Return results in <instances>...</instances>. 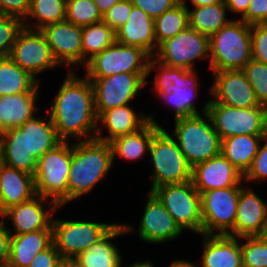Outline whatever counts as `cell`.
<instances>
[{
    "mask_svg": "<svg viewBox=\"0 0 267 267\" xmlns=\"http://www.w3.org/2000/svg\"><path fill=\"white\" fill-rule=\"evenodd\" d=\"M132 8L130 0H120L103 14L102 21L116 31L127 22Z\"/></svg>",
    "mask_w": 267,
    "mask_h": 267,
    "instance_id": "42",
    "label": "cell"
},
{
    "mask_svg": "<svg viewBox=\"0 0 267 267\" xmlns=\"http://www.w3.org/2000/svg\"><path fill=\"white\" fill-rule=\"evenodd\" d=\"M242 70L254 89L258 103L267 108V64L251 59Z\"/></svg>",
    "mask_w": 267,
    "mask_h": 267,
    "instance_id": "39",
    "label": "cell"
},
{
    "mask_svg": "<svg viewBox=\"0 0 267 267\" xmlns=\"http://www.w3.org/2000/svg\"><path fill=\"white\" fill-rule=\"evenodd\" d=\"M9 57L38 82V74L60 66L41 30L25 27L18 33Z\"/></svg>",
    "mask_w": 267,
    "mask_h": 267,
    "instance_id": "16",
    "label": "cell"
},
{
    "mask_svg": "<svg viewBox=\"0 0 267 267\" xmlns=\"http://www.w3.org/2000/svg\"><path fill=\"white\" fill-rule=\"evenodd\" d=\"M71 142L62 141L37 161L34 185L37 195L54 201L60 208L67 204V180L71 165Z\"/></svg>",
    "mask_w": 267,
    "mask_h": 267,
    "instance_id": "8",
    "label": "cell"
},
{
    "mask_svg": "<svg viewBox=\"0 0 267 267\" xmlns=\"http://www.w3.org/2000/svg\"><path fill=\"white\" fill-rule=\"evenodd\" d=\"M46 204H49L48 208ZM59 208L54 201L35 195L32 199L7 209L0 217L10 218L13 229H7L11 235L26 234L52 229L54 213Z\"/></svg>",
    "mask_w": 267,
    "mask_h": 267,
    "instance_id": "17",
    "label": "cell"
},
{
    "mask_svg": "<svg viewBox=\"0 0 267 267\" xmlns=\"http://www.w3.org/2000/svg\"><path fill=\"white\" fill-rule=\"evenodd\" d=\"M23 28L20 18L0 15V57L10 56L16 37Z\"/></svg>",
    "mask_w": 267,
    "mask_h": 267,
    "instance_id": "40",
    "label": "cell"
},
{
    "mask_svg": "<svg viewBox=\"0 0 267 267\" xmlns=\"http://www.w3.org/2000/svg\"><path fill=\"white\" fill-rule=\"evenodd\" d=\"M35 195L33 175L0 163V215Z\"/></svg>",
    "mask_w": 267,
    "mask_h": 267,
    "instance_id": "24",
    "label": "cell"
},
{
    "mask_svg": "<svg viewBox=\"0 0 267 267\" xmlns=\"http://www.w3.org/2000/svg\"><path fill=\"white\" fill-rule=\"evenodd\" d=\"M207 114L221 140L237 135H267V108H237L221 103H208Z\"/></svg>",
    "mask_w": 267,
    "mask_h": 267,
    "instance_id": "9",
    "label": "cell"
},
{
    "mask_svg": "<svg viewBox=\"0 0 267 267\" xmlns=\"http://www.w3.org/2000/svg\"><path fill=\"white\" fill-rule=\"evenodd\" d=\"M152 192L183 231L202 234L201 196L192 181L161 185Z\"/></svg>",
    "mask_w": 267,
    "mask_h": 267,
    "instance_id": "10",
    "label": "cell"
},
{
    "mask_svg": "<svg viewBox=\"0 0 267 267\" xmlns=\"http://www.w3.org/2000/svg\"><path fill=\"white\" fill-rule=\"evenodd\" d=\"M115 225L116 222L107 224L82 220L70 221L53 217V243L61 257L76 258L103 238Z\"/></svg>",
    "mask_w": 267,
    "mask_h": 267,
    "instance_id": "13",
    "label": "cell"
},
{
    "mask_svg": "<svg viewBox=\"0 0 267 267\" xmlns=\"http://www.w3.org/2000/svg\"><path fill=\"white\" fill-rule=\"evenodd\" d=\"M61 255L56 250L54 243L40 251L28 267H56Z\"/></svg>",
    "mask_w": 267,
    "mask_h": 267,
    "instance_id": "47",
    "label": "cell"
},
{
    "mask_svg": "<svg viewBox=\"0 0 267 267\" xmlns=\"http://www.w3.org/2000/svg\"><path fill=\"white\" fill-rule=\"evenodd\" d=\"M38 82L9 56L0 57V97L24 92H39Z\"/></svg>",
    "mask_w": 267,
    "mask_h": 267,
    "instance_id": "32",
    "label": "cell"
},
{
    "mask_svg": "<svg viewBox=\"0 0 267 267\" xmlns=\"http://www.w3.org/2000/svg\"><path fill=\"white\" fill-rule=\"evenodd\" d=\"M48 113L62 141L95 139L98 117L92 82L68 71ZM84 138V139H83Z\"/></svg>",
    "mask_w": 267,
    "mask_h": 267,
    "instance_id": "1",
    "label": "cell"
},
{
    "mask_svg": "<svg viewBox=\"0 0 267 267\" xmlns=\"http://www.w3.org/2000/svg\"><path fill=\"white\" fill-rule=\"evenodd\" d=\"M225 1L188 10L189 27L210 37L233 19H227Z\"/></svg>",
    "mask_w": 267,
    "mask_h": 267,
    "instance_id": "33",
    "label": "cell"
},
{
    "mask_svg": "<svg viewBox=\"0 0 267 267\" xmlns=\"http://www.w3.org/2000/svg\"><path fill=\"white\" fill-rule=\"evenodd\" d=\"M30 6L31 0H0V15L13 16L24 21Z\"/></svg>",
    "mask_w": 267,
    "mask_h": 267,
    "instance_id": "46",
    "label": "cell"
},
{
    "mask_svg": "<svg viewBox=\"0 0 267 267\" xmlns=\"http://www.w3.org/2000/svg\"><path fill=\"white\" fill-rule=\"evenodd\" d=\"M267 135H237L222 140L221 154L243 175L251 167L261 142Z\"/></svg>",
    "mask_w": 267,
    "mask_h": 267,
    "instance_id": "31",
    "label": "cell"
},
{
    "mask_svg": "<svg viewBox=\"0 0 267 267\" xmlns=\"http://www.w3.org/2000/svg\"><path fill=\"white\" fill-rule=\"evenodd\" d=\"M208 101L202 114L175 119L172 137H175L185 159L193 168L199 163L221 153L222 140L214 130L212 120L207 114Z\"/></svg>",
    "mask_w": 267,
    "mask_h": 267,
    "instance_id": "5",
    "label": "cell"
},
{
    "mask_svg": "<svg viewBox=\"0 0 267 267\" xmlns=\"http://www.w3.org/2000/svg\"><path fill=\"white\" fill-rule=\"evenodd\" d=\"M191 181L201 194L217 188L242 186L244 175L220 153L194 166Z\"/></svg>",
    "mask_w": 267,
    "mask_h": 267,
    "instance_id": "21",
    "label": "cell"
},
{
    "mask_svg": "<svg viewBox=\"0 0 267 267\" xmlns=\"http://www.w3.org/2000/svg\"><path fill=\"white\" fill-rule=\"evenodd\" d=\"M99 11L102 13H106L114 4L119 2L120 0H93Z\"/></svg>",
    "mask_w": 267,
    "mask_h": 267,
    "instance_id": "50",
    "label": "cell"
},
{
    "mask_svg": "<svg viewBox=\"0 0 267 267\" xmlns=\"http://www.w3.org/2000/svg\"><path fill=\"white\" fill-rule=\"evenodd\" d=\"M267 201H263L254 189L242 187L240 190L232 237L260 236L267 222Z\"/></svg>",
    "mask_w": 267,
    "mask_h": 267,
    "instance_id": "22",
    "label": "cell"
},
{
    "mask_svg": "<svg viewBox=\"0 0 267 267\" xmlns=\"http://www.w3.org/2000/svg\"><path fill=\"white\" fill-rule=\"evenodd\" d=\"M0 163H1V141H0Z\"/></svg>",
    "mask_w": 267,
    "mask_h": 267,
    "instance_id": "56",
    "label": "cell"
},
{
    "mask_svg": "<svg viewBox=\"0 0 267 267\" xmlns=\"http://www.w3.org/2000/svg\"><path fill=\"white\" fill-rule=\"evenodd\" d=\"M121 266H122V263H121L120 267ZM128 267H154V266L149 261H143V262L137 261V262H134V264H132V265H130Z\"/></svg>",
    "mask_w": 267,
    "mask_h": 267,
    "instance_id": "54",
    "label": "cell"
},
{
    "mask_svg": "<svg viewBox=\"0 0 267 267\" xmlns=\"http://www.w3.org/2000/svg\"><path fill=\"white\" fill-rule=\"evenodd\" d=\"M130 224L116 223V225L99 241L79 254L76 259L81 267H120L123 258L119 249L111 240L130 232L135 228Z\"/></svg>",
    "mask_w": 267,
    "mask_h": 267,
    "instance_id": "26",
    "label": "cell"
},
{
    "mask_svg": "<svg viewBox=\"0 0 267 267\" xmlns=\"http://www.w3.org/2000/svg\"><path fill=\"white\" fill-rule=\"evenodd\" d=\"M242 261L244 267H267V242L261 236L241 237Z\"/></svg>",
    "mask_w": 267,
    "mask_h": 267,
    "instance_id": "38",
    "label": "cell"
},
{
    "mask_svg": "<svg viewBox=\"0 0 267 267\" xmlns=\"http://www.w3.org/2000/svg\"><path fill=\"white\" fill-rule=\"evenodd\" d=\"M94 89L95 112L129 105L147 84L148 73H118L109 77H87Z\"/></svg>",
    "mask_w": 267,
    "mask_h": 267,
    "instance_id": "14",
    "label": "cell"
},
{
    "mask_svg": "<svg viewBox=\"0 0 267 267\" xmlns=\"http://www.w3.org/2000/svg\"><path fill=\"white\" fill-rule=\"evenodd\" d=\"M0 267H9L8 265H0Z\"/></svg>",
    "mask_w": 267,
    "mask_h": 267,
    "instance_id": "57",
    "label": "cell"
},
{
    "mask_svg": "<svg viewBox=\"0 0 267 267\" xmlns=\"http://www.w3.org/2000/svg\"><path fill=\"white\" fill-rule=\"evenodd\" d=\"M67 180V203L90 193L111 169L113 153L110 143L97 139L73 141Z\"/></svg>",
    "mask_w": 267,
    "mask_h": 267,
    "instance_id": "3",
    "label": "cell"
},
{
    "mask_svg": "<svg viewBox=\"0 0 267 267\" xmlns=\"http://www.w3.org/2000/svg\"><path fill=\"white\" fill-rule=\"evenodd\" d=\"M148 153L153 167L150 192L161 185L191 181L192 167L165 128L153 135Z\"/></svg>",
    "mask_w": 267,
    "mask_h": 267,
    "instance_id": "7",
    "label": "cell"
},
{
    "mask_svg": "<svg viewBox=\"0 0 267 267\" xmlns=\"http://www.w3.org/2000/svg\"><path fill=\"white\" fill-rule=\"evenodd\" d=\"M242 187L217 188L200 194L202 235H228L234 229Z\"/></svg>",
    "mask_w": 267,
    "mask_h": 267,
    "instance_id": "12",
    "label": "cell"
},
{
    "mask_svg": "<svg viewBox=\"0 0 267 267\" xmlns=\"http://www.w3.org/2000/svg\"><path fill=\"white\" fill-rule=\"evenodd\" d=\"M201 236H204V246L200 267H241L243 265L239 238L229 235Z\"/></svg>",
    "mask_w": 267,
    "mask_h": 267,
    "instance_id": "27",
    "label": "cell"
},
{
    "mask_svg": "<svg viewBox=\"0 0 267 267\" xmlns=\"http://www.w3.org/2000/svg\"><path fill=\"white\" fill-rule=\"evenodd\" d=\"M153 58L163 65L195 70V60L209 59V37L188 26L162 42Z\"/></svg>",
    "mask_w": 267,
    "mask_h": 267,
    "instance_id": "15",
    "label": "cell"
},
{
    "mask_svg": "<svg viewBox=\"0 0 267 267\" xmlns=\"http://www.w3.org/2000/svg\"><path fill=\"white\" fill-rule=\"evenodd\" d=\"M153 115H148L149 122L137 132L117 137L110 142L113 159L120 157L127 161H136L149 152L153 135L162 127Z\"/></svg>",
    "mask_w": 267,
    "mask_h": 267,
    "instance_id": "30",
    "label": "cell"
},
{
    "mask_svg": "<svg viewBox=\"0 0 267 267\" xmlns=\"http://www.w3.org/2000/svg\"><path fill=\"white\" fill-rule=\"evenodd\" d=\"M182 233L183 230L174 221L163 203L153 192H149L138 227L140 239L150 244H161L177 239Z\"/></svg>",
    "mask_w": 267,
    "mask_h": 267,
    "instance_id": "19",
    "label": "cell"
},
{
    "mask_svg": "<svg viewBox=\"0 0 267 267\" xmlns=\"http://www.w3.org/2000/svg\"><path fill=\"white\" fill-rule=\"evenodd\" d=\"M56 267H81V266L76 258L61 257Z\"/></svg>",
    "mask_w": 267,
    "mask_h": 267,
    "instance_id": "51",
    "label": "cell"
},
{
    "mask_svg": "<svg viewBox=\"0 0 267 267\" xmlns=\"http://www.w3.org/2000/svg\"><path fill=\"white\" fill-rule=\"evenodd\" d=\"M260 236L267 242V222L264 225L263 231L260 234Z\"/></svg>",
    "mask_w": 267,
    "mask_h": 267,
    "instance_id": "55",
    "label": "cell"
},
{
    "mask_svg": "<svg viewBox=\"0 0 267 267\" xmlns=\"http://www.w3.org/2000/svg\"><path fill=\"white\" fill-rule=\"evenodd\" d=\"M239 19L249 25L267 23V0H251L246 13Z\"/></svg>",
    "mask_w": 267,
    "mask_h": 267,
    "instance_id": "45",
    "label": "cell"
},
{
    "mask_svg": "<svg viewBox=\"0 0 267 267\" xmlns=\"http://www.w3.org/2000/svg\"><path fill=\"white\" fill-rule=\"evenodd\" d=\"M229 12L239 14L241 17L246 13L251 0H224Z\"/></svg>",
    "mask_w": 267,
    "mask_h": 267,
    "instance_id": "49",
    "label": "cell"
},
{
    "mask_svg": "<svg viewBox=\"0 0 267 267\" xmlns=\"http://www.w3.org/2000/svg\"><path fill=\"white\" fill-rule=\"evenodd\" d=\"M149 122L145 113H135L129 105L119 106L104 111L98 117V128L95 139L110 143L117 137L132 134ZM101 123V124H100ZM103 125L109 135H103ZM101 127V128H100Z\"/></svg>",
    "mask_w": 267,
    "mask_h": 267,
    "instance_id": "23",
    "label": "cell"
},
{
    "mask_svg": "<svg viewBox=\"0 0 267 267\" xmlns=\"http://www.w3.org/2000/svg\"><path fill=\"white\" fill-rule=\"evenodd\" d=\"M169 267H198V266L187 260H174L171 262Z\"/></svg>",
    "mask_w": 267,
    "mask_h": 267,
    "instance_id": "53",
    "label": "cell"
},
{
    "mask_svg": "<svg viewBox=\"0 0 267 267\" xmlns=\"http://www.w3.org/2000/svg\"><path fill=\"white\" fill-rule=\"evenodd\" d=\"M133 6L142 9L151 18L156 19L160 17L164 12L172 9L181 0H130Z\"/></svg>",
    "mask_w": 267,
    "mask_h": 267,
    "instance_id": "44",
    "label": "cell"
},
{
    "mask_svg": "<svg viewBox=\"0 0 267 267\" xmlns=\"http://www.w3.org/2000/svg\"><path fill=\"white\" fill-rule=\"evenodd\" d=\"M39 92H24L0 97V134L18 128L39 112L36 107Z\"/></svg>",
    "mask_w": 267,
    "mask_h": 267,
    "instance_id": "28",
    "label": "cell"
},
{
    "mask_svg": "<svg viewBox=\"0 0 267 267\" xmlns=\"http://www.w3.org/2000/svg\"><path fill=\"white\" fill-rule=\"evenodd\" d=\"M191 2V4L194 7H199V6H206V5H211V4H216L218 2H220L221 0H181V2L184 4V6H186L188 8V6L186 5L187 2Z\"/></svg>",
    "mask_w": 267,
    "mask_h": 267,
    "instance_id": "52",
    "label": "cell"
},
{
    "mask_svg": "<svg viewBox=\"0 0 267 267\" xmlns=\"http://www.w3.org/2000/svg\"><path fill=\"white\" fill-rule=\"evenodd\" d=\"M53 243V229L11 235L9 267H28L34 257Z\"/></svg>",
    "mask_w": 267,
    "mask_h": 267,
    "instance_id": "29",
    "label": "cell"
},
{
    "mask_svg": "<svg viewBox=\"0 0 267 267\" xmlns=\"http://www.w3.org/2000/svg\"><path fill=\"white\" fill-rule=\"evenodd\" d=\"M65 20L83 27L102 22L103 15L93 0H73L66 3Z\"/></svg>",
    "mask_w": 267,
    "mask_h": 267,
    "instance_id": "37",
    "label": "cell"
},
{
    "mask_svg": "<svg viewBox=\"0 0 267 267\" xmlns=\"http://www.w3.org/2000/svg\"><path fill=\"white\" fill-rule=\"evenodd\" d=\"M0 134L1 163L35 175L38 159L62 142L49 113Z\"/></svg>",
    "mask_w": 267,
    "mask_h": 267,
    "instance_id": "2",
    "label": "cell"
},
{
    "mask_svg": "<svg viewBox=\"0 0 267 267\" xmlns=\"http://www.w3.org/2000/svg\"><path fill=\"white\" fill-rule=\"evenodd\" d=\"M188 10L182 2L154 19V33L158 46L189 26Z\"/></svg>",
    "mask_w": 267,
    "mask_h": 267,
    "instance_id": "36",
    "label": "cell"
},
{
    "mask_svg": "<svg viewBox=\"0 0 267 267\" xmlns=\"http://www.w3.org/2000/svg\"><path fill=\"white\" fill-rule=\"evenodd\" d=\"M252 59L267 64V23L251 25Z\"/></svg>",
    "mask_w": 267,
    "mask_h": 267,
    "instance_id": "41",
    "label": "cell"
},
{
    "mask_svg": "<svg viewBox=\"0 0 267 267\" xmlns=\"http://www.w3.org/2000/svg\"><path fill=\"white\" fill-rule=\"evenodd\" d=\"M51 52L59 65H82V27L66 20L44 26Z\"/></svg>",
    "mask_w": 267,
    "mask_h": 267,
    "instance_id": "20",
    "label": "cell"
},
{
    "mask_svg": "<svg viewBox=\"0 0 267 267\" xmlns=\"http://www.w3.org/2000/svg\"><path fill=\"white\" fill-rule=\"evenodd\" d=\"M115 42V31L105 22L82 27V66Z\"/></svg>",
    "mask_w": 267,
    "mask_h": 267,
    "instance_id": "35",
    "label": "cell"
},
{
    "mask_svg": "<svg viewBox=\"0 0 267 267\" xmlns=\"http://www.w3.org/2000/svg\"><path fill=\"white\" fill-rule=\"evenodd\" d=\"M115 41L142 48L153 57L157 51L154 19L142 9L133 6L127 22L115 31Z\"/></svg>",
    "mask_w": 267,
    "mask_h": 267,
    "instance_id": "25",
    "label": "cell"
},
{
    "mask_svg": "<svg viewBox=\"0 0 267 267\" xmlns=\"http://www.w3.org/2000/svg\"><path fill=\"white\" fill-rule=\"evenodd\" d=\"M11 234L4 220L0 221V265H7L10 258Z\"/></svg>",
    "mask_w": 267,
    "mask_h": 267,
    "instance_id": "48",
    "label": "cell"
},
{
    "mask_svg": "<svg viewBox=\"0 0 267 267\" xmlns=\"http://www.w3.org/2000/svg\"><path fill=\"white\" fill-rule=\"evenodd\" d=\"M157 71L153 81V91L174 109V120L199 115L193 99L198 95V76L196 70L163 65L153 57L148 62V77Z\"/></svg>",
    "mask_w": 267,
    "mask_h": 267,
    "instance_id": "4",
    "label": "cell"
},
{
    "mask_svg": "<svg viewBox=\"0 0 267 267\" xmlns=\"http://www.w3.org/2000/svg\"><path fill=\"white\" fill-rule=\"evenodd\" d=\"M30 18V20H29ZM34 20L30 23L27 21ZM66 19V2L64 0H31V6L26 19L25 28L41 30L44 26L64 21Z\"/></svg>",
    "mask_w": 267,
    "mask_h": 267,
    "instance_id": "34",
    "label": "cell"
},
{
    "mask_svg": "<svg viewBox=\"0 0 267 267\" xmlns=\"http://www.w3.org/2000/svg\"><path fill=\"white\" fill-rule=\"evenodd\" d=\"M214 83L210 86L213 96L208 103H221L241 109L262 106L243 70L212 71Z\"/></svg>",
    "mask_w": 267,
    "mask_h": 267,
    "instance_id": "18",
    "label": "cell"
},
{
    "mask_svg": "<svg viewBox=\"0 0 267 267\" xmlns=\"http://www.w3.org/2000/svg\"><path fill=\"white\" fill-rule=\"evenodd\" d=\"M252 59L251 25L233 19L209 37L211 71L242 70Z\"/></svg>",
    "mask_w": 267,
    "mask_h": 267,
    "instance_id": "6",
    "label": "cell"
},
{
    "mask_svg": "<svg viewBox=\"0 0 267 267\" xmlns=\"http://www.w3.org/2000/svg\"><path fill=\"white\" fill-rule=\"evenodd\" d=\"M151 56L142 48L115 41L85 64V77H109L118 73H148Z\"/></svg>",
    "mask_w": 267,
    "mask_h": 267,
    "instance_id": "11",
    "label": "cell"
},
{
    "mask_svg": "<svg viewBox=\"0 0 267 267\" xmlns=\"http://www.w3.org/2000/svg\"><path fill=\"white\" fill-rule=\"evenodd\" d=\"M251 167L244 174V182L264 180L267 178V136L264 137Z\"/></svg>",
    "mask_w": 267,
    "mask_h": 267,
    "instance_id": "43",
    "label": "cell"
}]
</instances>
